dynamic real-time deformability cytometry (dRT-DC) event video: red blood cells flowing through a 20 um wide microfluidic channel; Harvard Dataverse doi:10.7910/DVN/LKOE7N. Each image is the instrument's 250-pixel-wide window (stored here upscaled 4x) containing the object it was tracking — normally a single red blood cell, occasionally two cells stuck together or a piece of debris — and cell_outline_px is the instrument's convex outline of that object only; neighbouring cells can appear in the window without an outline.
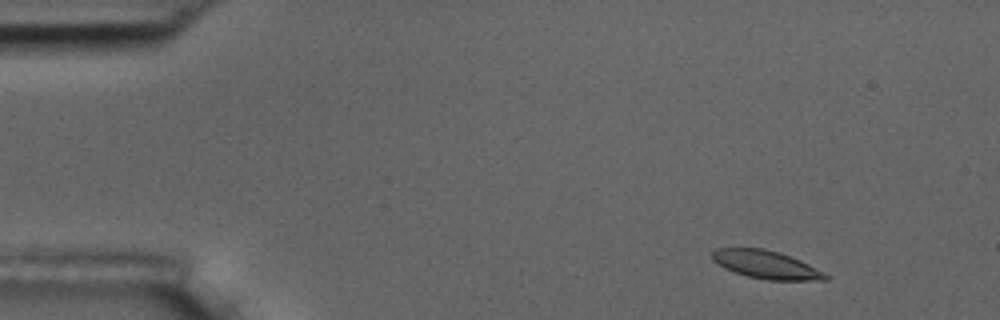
{"species": "common noctule bat (a hibernating species)", "species_latin": "Nyctalus noctula", "temperature_condition": "room temperature", "stored_images_in_passage": 6, "camera_frame_rate_fps": 3000, "um_per_image_px": 0.085, "animal": {"sex": "male", "body_mass_g": 17.5, "forearm_length_mm": 52.3}, "frame": {"image": 1, "passage_image": 2, "time_ms": 1.0, "image_size_px": [1000, 320], "cell_outline_px": [[828, 280], [768, 280], [748, 276], [724, 268], [712, 260], [712, 252], [716, 248], [764, 248], [780, 252], [800, 260], [808, 264], [828, 276]], "centroid_in_image_um": [65.08, 22.48], "position_along_channel_um": 19.9, "area_um2": 18.32}}
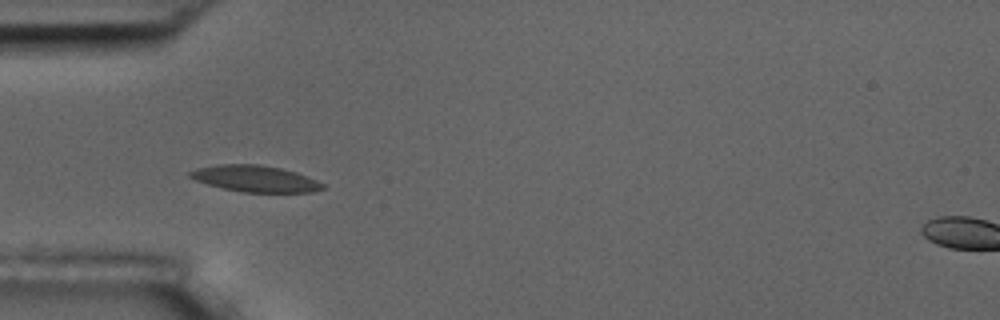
{"frame": {"image": 2, "passage_image": 5, "time_ms": 4.667, "image_size_px": [1000, 320], "cell_outline_px": [[324, 188], [312, 192], [240, 192], [208, 184], [196, 180], [188, 176], [188, 172], [196, 168], [216, 164], [260, 164], [280, 168], [296, 172], [316, 180], [324, 184]], "centroid_in_image_um": [21.66, 15.18], "position_along_channel_um": 63.3, "area_um2": 20.35}}